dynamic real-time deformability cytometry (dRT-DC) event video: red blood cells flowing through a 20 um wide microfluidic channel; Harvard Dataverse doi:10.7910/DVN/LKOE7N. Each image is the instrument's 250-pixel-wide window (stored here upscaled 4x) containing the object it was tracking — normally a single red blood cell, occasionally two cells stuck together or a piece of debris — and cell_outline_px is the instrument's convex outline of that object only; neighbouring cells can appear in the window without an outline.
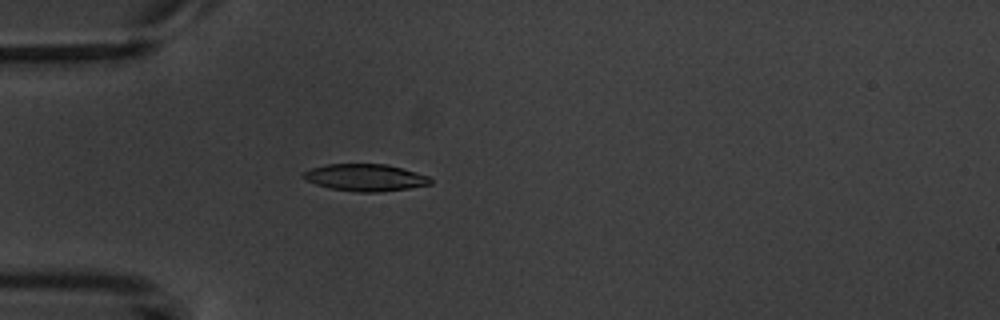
{"species": "common noctule bat (a hibernating species)", "species_latin": "Nyctalus noctula", "temperature_condition": "warm", "stored_images_in_passage": 5, "camera_frame_rate_fps": 3000, "um_per_image_px": 0.085, "animal": {"sex": "male", "body_mass_g": 20.1, "forearm_length_mm": 53.5}, "frame": {"image": 1, "passage_image": 5, "time_ms": 4.667, "image_size_px": [1000, 320], "cell_outline_px": [[432, 184], [408, 188], [380, 192], [356, 192], [328, 188], [316, 184], [300, 176], [300, 172], [312, 168], [328, 164], [388, 164], [416, 172], [428, 176], [432, 180]], "centroid_in_image_um": [31.03, 15.09], "position_along_channel_um": 54.0, "area_um2": 20.11}}